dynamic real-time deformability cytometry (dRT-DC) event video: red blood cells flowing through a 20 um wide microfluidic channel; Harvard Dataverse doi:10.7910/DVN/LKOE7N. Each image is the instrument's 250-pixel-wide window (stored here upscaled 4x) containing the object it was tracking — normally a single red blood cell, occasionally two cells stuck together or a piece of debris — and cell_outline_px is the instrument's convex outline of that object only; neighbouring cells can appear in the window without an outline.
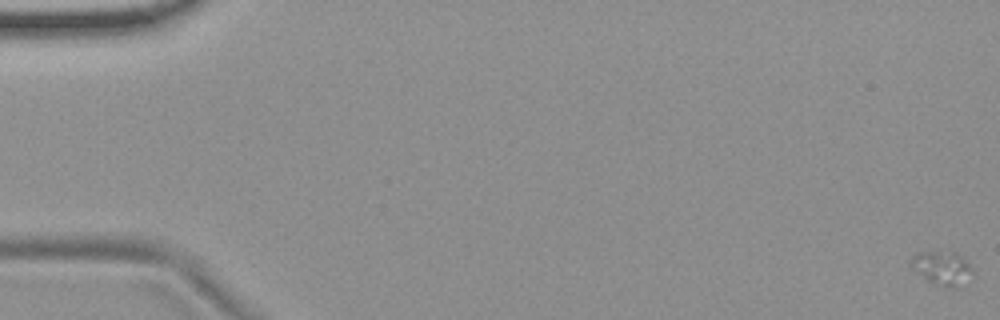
{"species": "common noctule bat (a hibernating species)", "species_latin": "Nyctalus noctula", "temperature_condition": "room temperature", "stored_images_in_passage": 50, "camera_frame_rate_fps": 3000, "um_per_image_px": 0.085, "animal": {"sex": "female", "body_mass_g": 19.9}, "frame": {"image": 1, "passage_image": 1, "time_ms": 0.0, "image_size_px": [1000, 320], "cell_outline_px": [[976, 276], [972, 280], [960, 288], [944, 288], [924, 280], [908, 264], [916, 252], [956, 252], [976, 272]], "centroid_in_image_um": [80.14, 22.86], "position_along_channel_um": 4.9, "area_um2": 12.83}}